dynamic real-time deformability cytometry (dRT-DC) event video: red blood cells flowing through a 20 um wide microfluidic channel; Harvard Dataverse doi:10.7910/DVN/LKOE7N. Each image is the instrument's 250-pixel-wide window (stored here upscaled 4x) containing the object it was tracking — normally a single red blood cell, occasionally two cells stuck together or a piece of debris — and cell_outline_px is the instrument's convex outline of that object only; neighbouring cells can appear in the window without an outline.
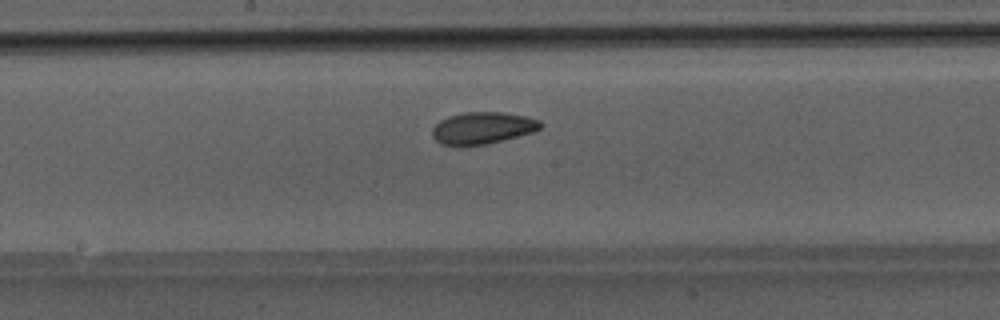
{"species": "Egyptian fruit bat (a non-hibernating species)", "species_latin": "Rousettus aegyptiacus", "temperature_condition": "room temperature", "stored_images_in_passage": 35, "camera_frame_rate_fps": 3000, "um_per_image_px": 0.085, "animal": {"sex": "male"}, "frame": {"image": 1, "passage_image": 12, "time_ms": 3.667, "image_size_px": [1000, 320], "cell_outline_px": [[544, 124], [536, 132], [504, 140], [484, 144], [440, 144], [432, 136], [432, 128], [440, 120], [448, 116], [464, 112], [500, 112], [524, 116], [540, 120]], "centroid_in_image_um": [41.06, 10.86], "position_along_channel_um": 207.1, "area_um2": 20.0}}
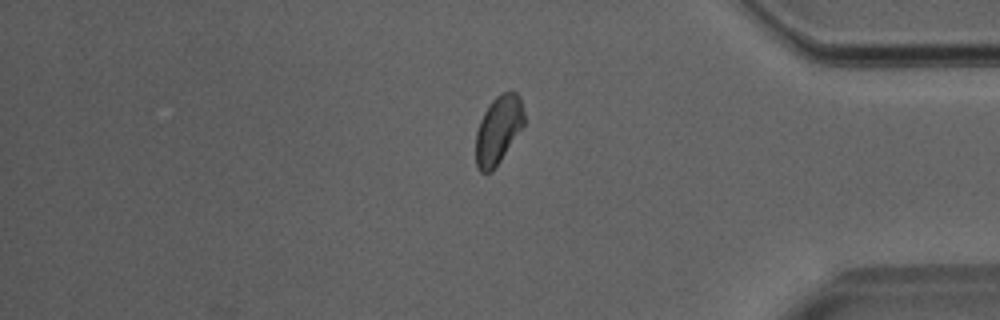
{"frame": {"image": 2, "passage_image": 27, "time_ms": 8.667, "image_size_px": [1000, 320], "cell_outline_px": [[524, 124], [500, 160], [488, 172], [480, 172], [476, 168], [476, 132], [480, 120], [484, 112], [492, 100], [496, 96], [508, 88], [516, 92], [520, 96], [524, 112]], "centroid_in_image_um": [42.35, 10.96], "position_along_channel_um": 392.8, "area_um2": 19.02}}
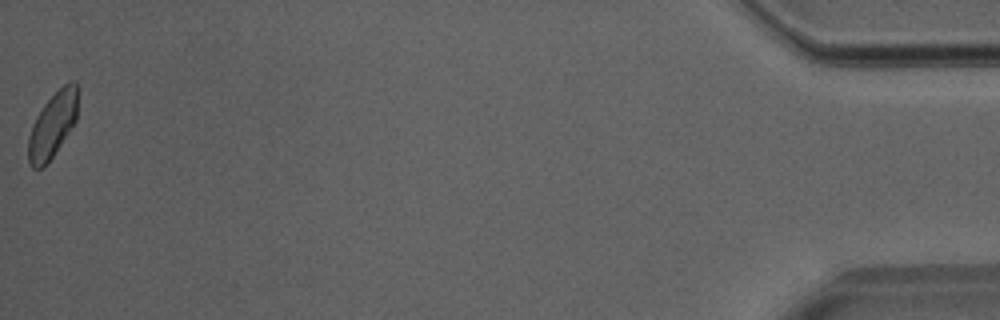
{"frame": {"image": 3, "passage_image": 35, "time_ms": 11.333, "image_size_px": [1000, 320], "cell_outline_px": [[76, 120], [44, 168], [32, 168], [28, 164], [28, 136], [32, 124], [36, 116], [44, 104], [64, 84], [72, 80], [76, 80]], "centroid_in_image_um": [4.42, 10.65], "position_along_channel_um": 430.8, "area_um2": 18.44}}